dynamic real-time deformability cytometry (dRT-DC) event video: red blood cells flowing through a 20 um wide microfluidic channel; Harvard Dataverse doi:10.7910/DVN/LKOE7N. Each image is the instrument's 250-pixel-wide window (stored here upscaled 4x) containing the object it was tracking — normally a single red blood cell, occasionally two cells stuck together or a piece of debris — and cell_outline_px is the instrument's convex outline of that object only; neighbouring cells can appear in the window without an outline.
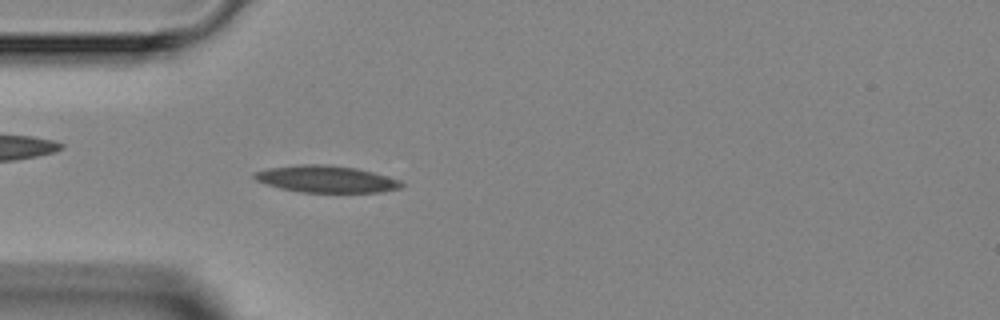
{"species": "Egyptian fruit bat (a non-hibernating species)", "species_latin": "Rousettus aegyptiacus", "temperature_condition": "room temperature", "stored_images_in_passage": 3, "camera_frame_rate_fps": 3000, "um_per_image_px": 0.085, "animal": {"sex": "female"}, "frame": {"image": 1, "passage_image": 3, "time_ms": 2.333, "image_size_px": [1000, 320], "cell_outline_px": [[404, 184], [400, 188], [384, 192], [300, 192], [280, 188], [256, 180], [252, 176], [252, 172], [268, 168], [300, 164], [328, 164], [356, 168], [372, 172], [400, 180]], "centroid_in_image_um": [27.71, 15.21], "position_along_channel_um": 57.3, "area_um2": 23.06}}